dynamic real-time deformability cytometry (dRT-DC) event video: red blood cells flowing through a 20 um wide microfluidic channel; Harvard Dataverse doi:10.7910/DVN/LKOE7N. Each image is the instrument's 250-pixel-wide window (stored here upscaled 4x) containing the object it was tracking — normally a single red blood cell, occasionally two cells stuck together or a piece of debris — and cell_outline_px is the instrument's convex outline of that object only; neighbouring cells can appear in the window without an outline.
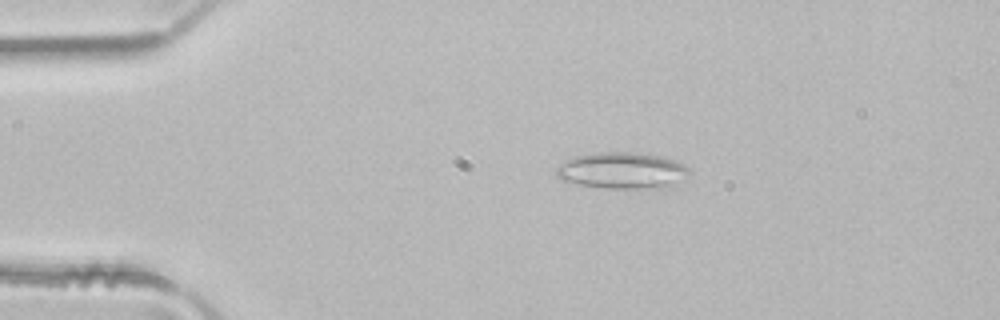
{"species": "common noctule bat (a hibernating species)", "species_latin": "Nyctalus noctula", "temperature_condition": "room temperature", "stored_images_in_passage": 4, "camera_frame_rate_fps": 3000, "um_per_image_px": 0.085, "animal": {"sex": "male", "body_mass_g": 21.5, "forearm_length_mm": 52.0}, "frame": {"image": 1, "passage_image": 3, "time_ms": 0.667, "image_size_px": [1000, 320], "cell_outline_px": [[688, 172], [684, 180], [660, 192], [604, 188], [576, 184], [560, 180], [556, 176], [556, 168], [564, 160], [576, 156], [600, 152], [632, 152], [660, 156], [684, 164], [688, 168]], "centroid_in_image_um": [52.92, 14.56], "position_along_channel_um": 32.1, "area_um2": 29.3}}